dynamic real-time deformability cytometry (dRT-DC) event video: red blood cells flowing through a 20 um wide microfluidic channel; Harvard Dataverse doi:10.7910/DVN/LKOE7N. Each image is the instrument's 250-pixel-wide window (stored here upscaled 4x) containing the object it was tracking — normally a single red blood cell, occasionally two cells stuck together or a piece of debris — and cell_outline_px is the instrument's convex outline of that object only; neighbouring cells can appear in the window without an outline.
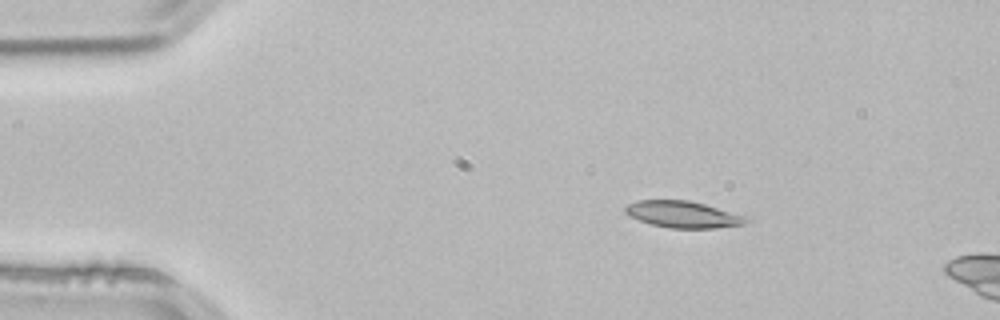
{"species": "common noctule bat (a hibernating species)", "species_latin": "Nyctalus noctula", "temperature_condition": "room temperature", "stored_images_in_passage": 44, "camera_frame_rate_fps": 3000, "um_per_image_px": 0.085, "animal": {"sex": "male", "body_mass_g": 21.5, "forearm_length_mm": 52.0}, "frame": {"image": 1, "passage_image": 1, "time_ms": 0.0, "image_size_px": [1000, 320], "cell_outline_px": [[752, 220], [744, 224], [716, 228], [672, 228], [652, 224], [628, 216], [624, 212], [624, 208], [628, 204], [636, 200], [688, 200], [704, 204], [748, 216]], "centroid_in_image_um": [58.08, 18.22], "position_along_channel_um": 26.9, "area_um2": 18.84}}
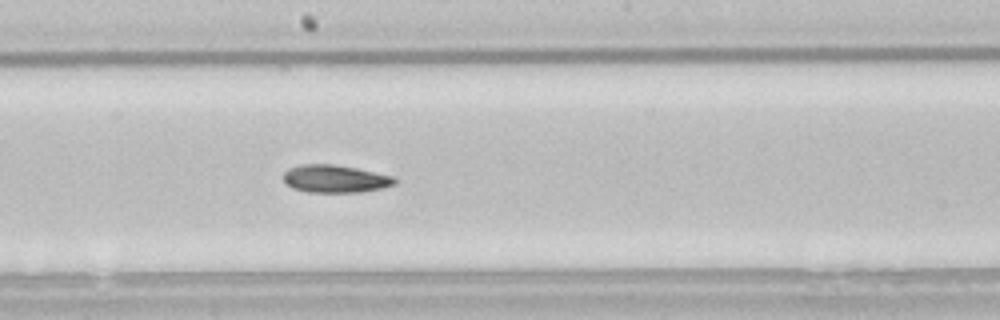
{"frame": {"image": 2, "passage_image": 21, "time_ms": 6.667, "image_size_px": [1000, 320], "cell_outline_px": [[396, 184], [380, 188], [360, 192], [308, 192], [292, 188], [284, 184], [284, 172], [288, 168], [300, 164], [332, 164], [356, 168], [396, 176]], "centroid_in_image_um": [28.47, 15.19], "position_along_channel_um": 219.7, "area_um2": 18.09}}
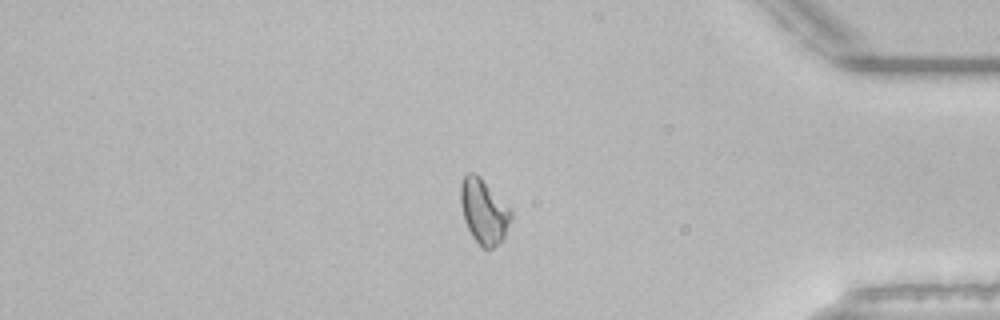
{"frame": {"image": 3, "passage_image": 37, "time_ms": 12.0, "image_size_px": [1000, 320], "cell_outline_px": [[512, 216], [504, 236], [492, 248], [480, 248], [472, 236], [464, 220], [460, 200], [460, 184], [464, 176], [468, 172], [476, 172], [480, 176], [512, 212]], "centroid_in_image_um": [41.08, 17.95], "position_along_channel_um": 394.1, "area_um2": 18.73}}